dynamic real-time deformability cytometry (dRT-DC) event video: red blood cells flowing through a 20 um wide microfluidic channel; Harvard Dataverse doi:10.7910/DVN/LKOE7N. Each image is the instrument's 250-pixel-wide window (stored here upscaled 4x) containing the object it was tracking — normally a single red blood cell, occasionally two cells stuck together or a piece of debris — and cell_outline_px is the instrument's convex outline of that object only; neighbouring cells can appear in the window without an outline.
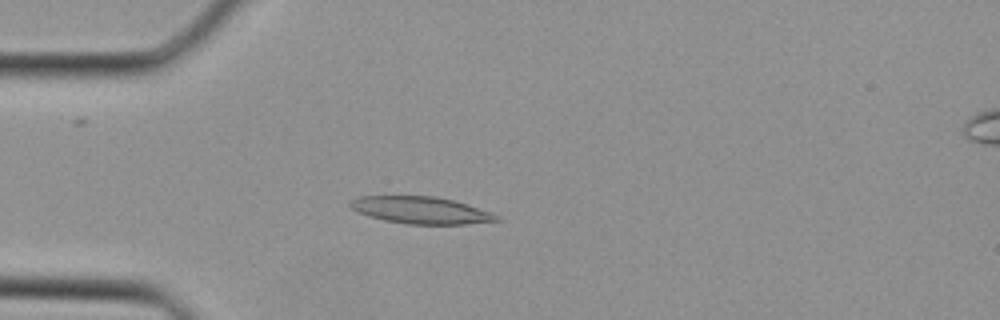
{"species": "Egyptian fruit bat (a non-hibernating species)", "species_latin": "Rousettus aegyptiacus", "temperature_condition": "cold", "stored_images_in_passage": 27, "camera_frame_rate_fps": 3000, "um_per_image_px": 0.085, "animal": {"sex": "female"}, "frame": {"image": 1, "passage_image": 1, "time_ms": 0.0, "image_size_px": [1000, 320], "cell_outline_px": [[500, 220], [464, 224], [408, 224], [384, 220], [360, 212], [352, 208], [348, 204], [352, 200], [360, 196], [436, 196], [468, 204], [492, 212], [500, 216]], "centroid_in_image_um": [35.82, 17.86], "position_along_channel_um": 49.2, "area_um2": 22.83}}
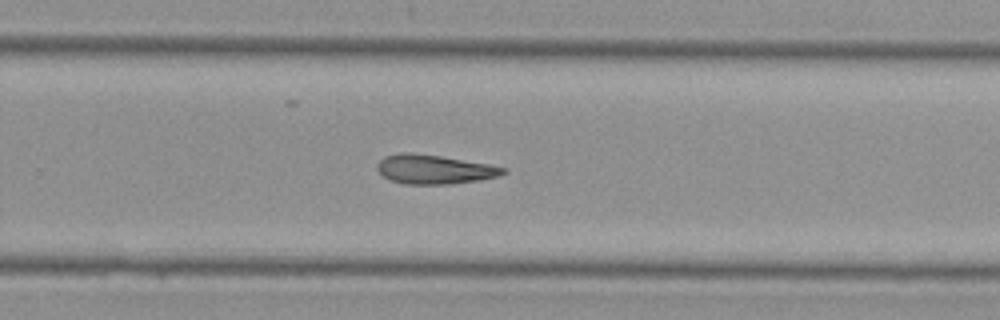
{"frame": {"image": 2, "passage_image": 15, "time_ms": 4.667, "image_size_px": [1000, 320], "cell_outline_px": [[508, 172], [500, 176], [480, 180], [448, 184], [404, 184], [392, 180], [384, 176], [376, 168], [376, 164], [384, 156], [400, 152], [412, 152], [440, 156], [492, 164], [508, 168]], "centroid_in_image_um": [36.96, 14.38], "position_along_channel_um": 292.8, "area_um2": 21.68}}
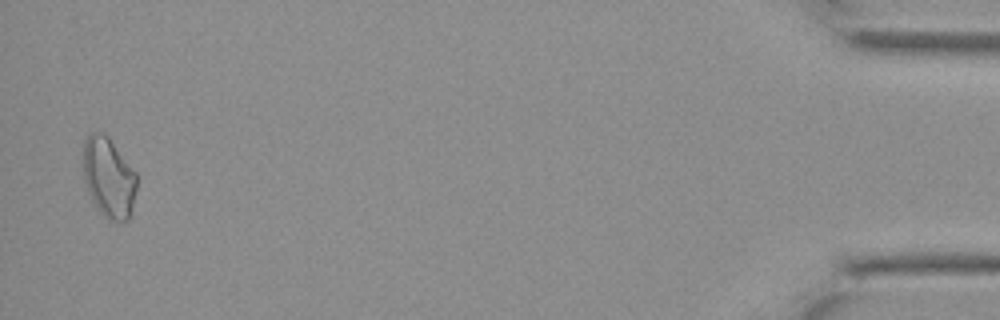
{"frame": {"image": 3, "passage_image": 27, "time_ms": 8.667, "image_size_px": [1000, 320], "cell_outline_px": [[136, 188], [132, 212], [128, 220], [120, 224], [104, 216], [100, 212], [92, 200], [88, 192], [84, 180], [84, 140], [88, 132], [104, 132], [108, 136], [136, 172]], "centroid_in_image_um": [9.25, 15.09], "position_along_channel_um": 426.0, "area_um2": 25.2}}